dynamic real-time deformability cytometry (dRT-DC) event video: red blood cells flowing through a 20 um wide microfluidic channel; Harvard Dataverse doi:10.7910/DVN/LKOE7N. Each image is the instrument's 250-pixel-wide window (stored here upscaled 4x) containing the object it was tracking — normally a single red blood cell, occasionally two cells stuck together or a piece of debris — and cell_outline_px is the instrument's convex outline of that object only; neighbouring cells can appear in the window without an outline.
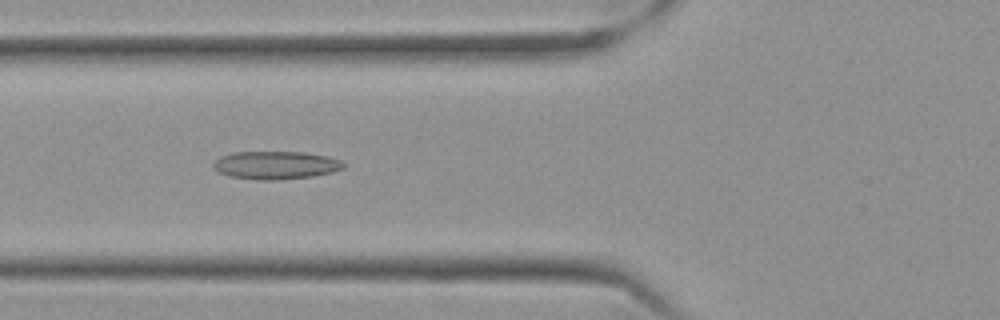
{"species": "Egyptian fruit bat (a non-hibernating species)", "species_latin": "Rousettus aegyptiacus", "temperature_condition": "cold", "stored_images_in_passage": 31, "camera_frame_rate_fps": 3000, "um_per_image_px": 0.085, "frame": {"image": 1, "passage_image": 7, "time_ms": 2.0, "image_size_px": [1000, 320], "cell_outline_px": [[344, 168], [332, 172], [312, 176], [276, 180], [260, 180], [228, 176], [212, 168], [212, 164], [220, 156], [232, 152], [304, 152], [328, 156], [340, 160], [344, 164]], "centroid_in_image_um": [23.41, 14.03], "position_along_channel_um": 102.4, "area_um2": 21.27}}
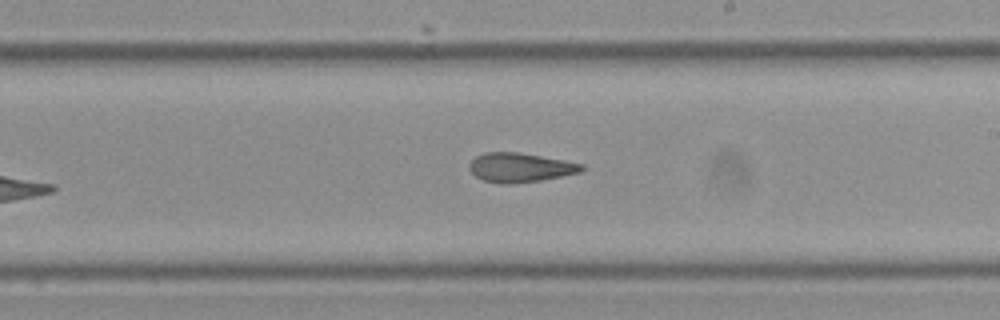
{"frame": {"image": 2, "passage_image": 19, "time_ms": 6.0, "image_size_px": [1000, 320], "cell_outline_px": [[584, 168], [580, 172], [540, 180], [508, 184], [500, 184], [484, 180], [476, 176], [468, 168], [468, 164], [476, 156], [484, 152], [516, 152], [564, 160], [584, 164]], "centroid_in_image_um": [44.18, 14.23], "position_along_channel_um": 244.8, "area_um2": 18.96}}
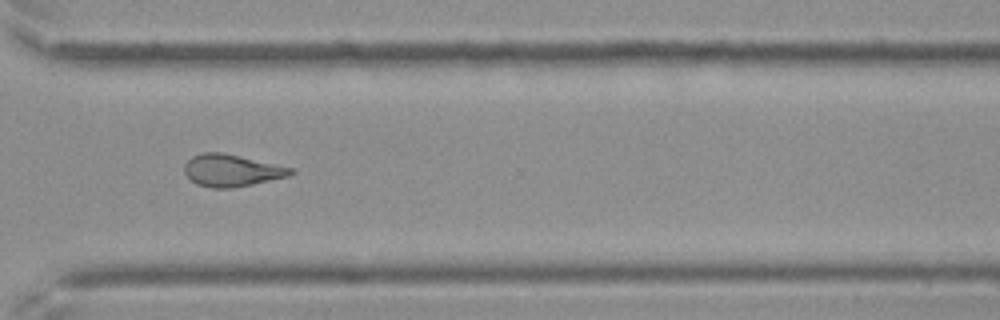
{"frame": {"image": 3, "passage_image": 28, "time_ms": 9.0, "image_size_px": [1000, 320], "cell_outline_px": [[296, 172], [288, 176], [252, 184], [232, 188], [212, 188], [196, 184], [184, 172], [184, 164], [192, 156], [200, 152], [224, 152], [292, 168]], "centroid_in_image_um": [19.66, 14.48], "position_along_channel_um": 350.9, "area_um2": 19.83}, "authors_computed_cell_mechanics": {"area_um2": 19.5364, "velocity_mm_per_s": 3.5457, "shape_relaxation_time_tau1_ms": null, "shape_relaxation_time_tau2_ms": 3.6009, "deformation_change_tau1": null, "deformation_change_tau2": 0.1352}}